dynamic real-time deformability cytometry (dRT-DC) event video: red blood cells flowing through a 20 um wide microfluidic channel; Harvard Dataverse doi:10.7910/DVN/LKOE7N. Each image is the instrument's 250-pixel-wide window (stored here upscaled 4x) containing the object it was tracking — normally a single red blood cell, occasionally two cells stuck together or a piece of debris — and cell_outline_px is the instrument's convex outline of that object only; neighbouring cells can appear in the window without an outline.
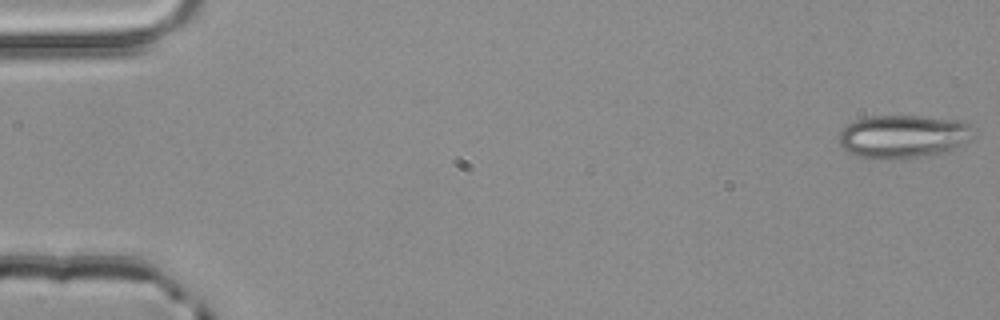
{"species": "common noctule bat (a hibernating species)", "species_latin": "Nyctalus noctula", "temperature_condition": "room temperature", "stored_images_in_passage": 53, "camera_frame_rate_fps": 3000, "um_per_image_px": 0.085, "animal": {"sex": "male", "body_mass_g": 20.4}, "frame": {"image": 1, "passage_image": 1, "time_ms": 0.0, "image_size_px": [1000, 320], "cell_outline_px": [[968, 140], [944, 152], [924, 156], [876, 160], [856, 156], [848, 152], [840, 144], [836, 136], [840, 128], [856, 120], [868, 116], [924, 116], [964, 120], [968, 124]], "centroid_in_image_um": [76.64, 11.59], "position_along_channel_um": 8.4, "area_um2": 33.76}}
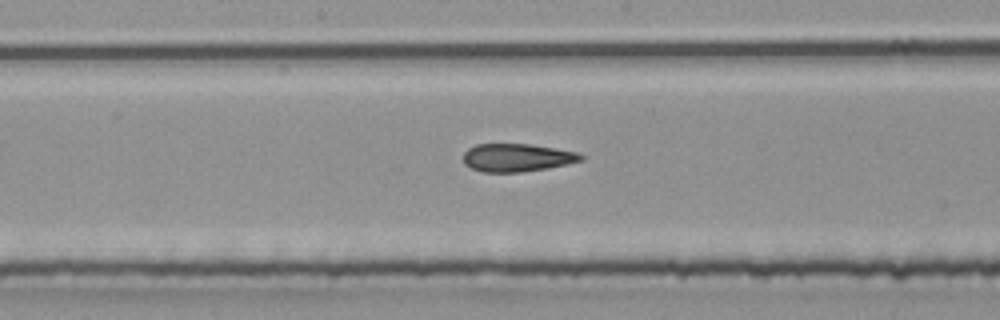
{"frame": {"image": 2, "passage_image": 28, "time_ms": 9.0, "image_size_px": [1000, 320], "cell_outline_px": [[584, 160], [548, 168], [520, 172], [484, 172], [472, 168], [464, 164], [464, 152], [468, 148], [476, 144], [532, 144], [576, 152], [584, 156]], "centroid_in_image_um": [43.94, 13.39], "position_along_channel_um": 204.3, "area_um2": 19.13}}
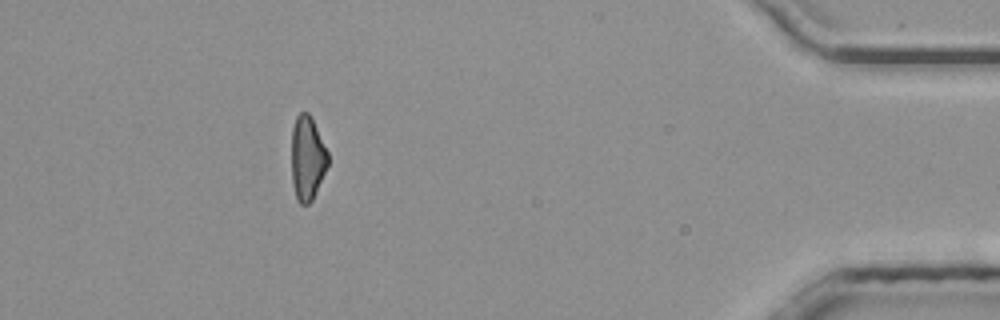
{"frame": {"image": 3, "passage_image": 48, "time_ms": 15.667, "image_size_px": [1000, 320], "cell_outline_px": [[328, 164], [312, 200], [308, 204], [300, 204], [296, 196], [292, 184], [292, 128], [296, 116], [300, 112], [308, 112], [312, 116], [328, 152]], "centroid_in_image_um": [26.12, 13.4], "position_along_channel_um": 409.1, "area_um2": 17.86}, "authors_computed_cell_mechanics": {"area_um2": 19.8832, "velocity_mm_per_s": 3.9503, "shape_relaxation_time_tau1_ms": null, "shape_relaxation_time_tau2_ms": 4.0139, "deformation_change_tau1": null, "deformation_change_tau2": 0.1337}}